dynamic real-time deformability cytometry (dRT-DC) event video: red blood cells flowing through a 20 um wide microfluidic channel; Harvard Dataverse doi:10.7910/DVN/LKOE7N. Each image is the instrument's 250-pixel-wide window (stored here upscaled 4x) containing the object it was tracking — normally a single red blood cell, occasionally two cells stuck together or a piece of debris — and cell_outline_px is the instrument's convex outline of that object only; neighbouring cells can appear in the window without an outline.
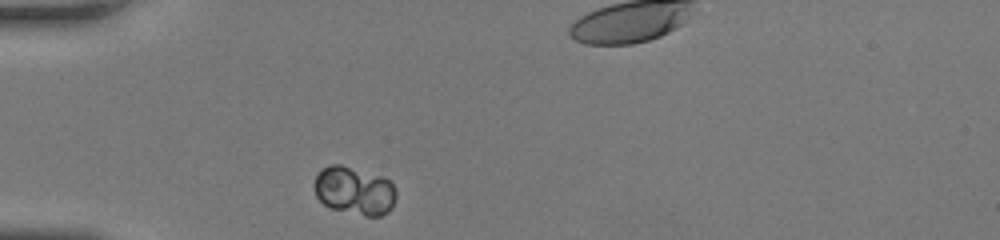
{"species": "human", "species_latin": "Homo sapiens", "temperature_condition": "room temperature", "stored_images_in_passage": 29, "camera_frame_rate_fps": 3000, "um_per_image_px": 0.085, "donor": {"sex": "female"}, "frame": {"image": 1, "passage_image": 1, "time_ms": 0.0, "image_size_px": [1000, 240], "cell_outline_px": [[396, 196], [392, 208], [388, 212], [380, 216], [368, 216], [332, 208], [324, 204], [316, 196], [312, 184], [316, 176], [324, 168], [332, 164], [340, 164], [384, 176], [392, 184], [396, 192]], "centroid_in_image_um": [30.13, 16.2], "position_along_channel_um": 54.9, "area_um2": 23.0}}
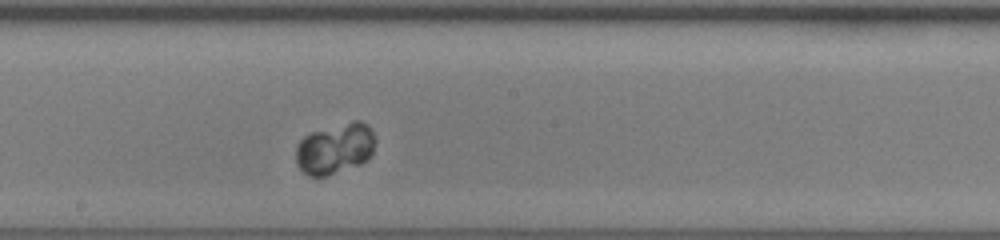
{"frame": {"image": 2, "passage_image": 14, "time_ms": 4.333, "image_size_px": [1000, 240], "cell_outline_px": [[372, 152], [368, 160], [360, 164], [328, 176], [308, 176], [300, 168], [296, 160], [296, 148], [300, 140], [304, 136], [312, 132], [356, 120], [360, 120], [368, 124], [372, 132]], "centroid_in_image_um": [28.46, 12.65], "position_along_channel_um": 219.7, "area_um2": 23.12}}
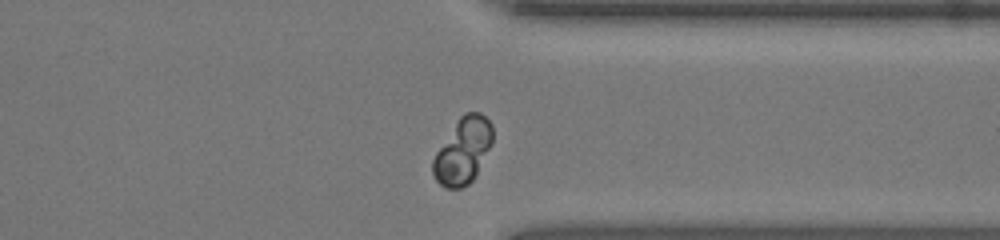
{"frame": {"image": 3, "passage_image": 25, "time_ms": 8.0, "image_size_px": [1000, 240], "cell_outline_px": [[492, 144], [472, 180], [468, 184], [460, 188], [444, 188], [436, 180], [432, 172], [432, 160], [436, 152], [460, 116], [464, 112], [480, 112], [492, 124]], "centroid_in_image_um": [39.34, 12.82], "position_along_channel_um": 372.1, "area_um2": 22.66}, "authors_computed_cell_mechanics": {"area_um2": 22.6576, "velocity_mm_per_s": 4.1484, "shape_relaxation_time_tau1_ms": 1.7347, "shape_relaxation_time_tau2_ms": null, "deformation_change_tau1": 0.034, "deformation_change_tau2": null}}